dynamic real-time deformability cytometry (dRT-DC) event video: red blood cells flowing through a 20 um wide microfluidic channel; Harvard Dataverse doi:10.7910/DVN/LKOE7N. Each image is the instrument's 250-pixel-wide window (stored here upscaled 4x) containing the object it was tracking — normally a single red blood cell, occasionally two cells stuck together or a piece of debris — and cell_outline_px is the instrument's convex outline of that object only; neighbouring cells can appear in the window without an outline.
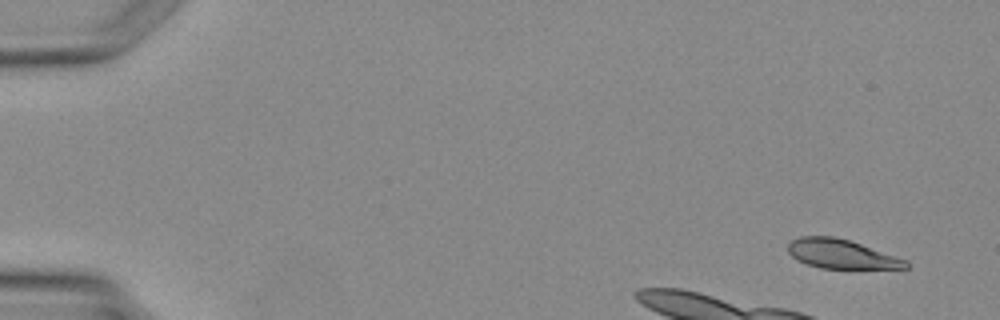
{"species": "Egyptian fruit bat (a non-hibernating species)", "species_latin": "Rousettus aegyptiacus", "temperature_condition": "warm", "stored_images_in_passage": 3, "camera_frame_rate_fps": 3000, "um_per_image_px": 0.085, "animal": {"sex": "female"}, "frame": {"image": 1, "passage_image": 1, "time_ms": 0.0, "image_size_px": [1000, 320], "cell_outline_px": [[908, 268], [820, 268], [796, 260], [788, 252], [788, 244], [792, 240], [800, 236], [832, 236], [848, 240], [908, 260]], "centroid_in_image_um": [71.49, 21.59], "position_along_channel_um": 13.5, "area_um2": 19.77}}